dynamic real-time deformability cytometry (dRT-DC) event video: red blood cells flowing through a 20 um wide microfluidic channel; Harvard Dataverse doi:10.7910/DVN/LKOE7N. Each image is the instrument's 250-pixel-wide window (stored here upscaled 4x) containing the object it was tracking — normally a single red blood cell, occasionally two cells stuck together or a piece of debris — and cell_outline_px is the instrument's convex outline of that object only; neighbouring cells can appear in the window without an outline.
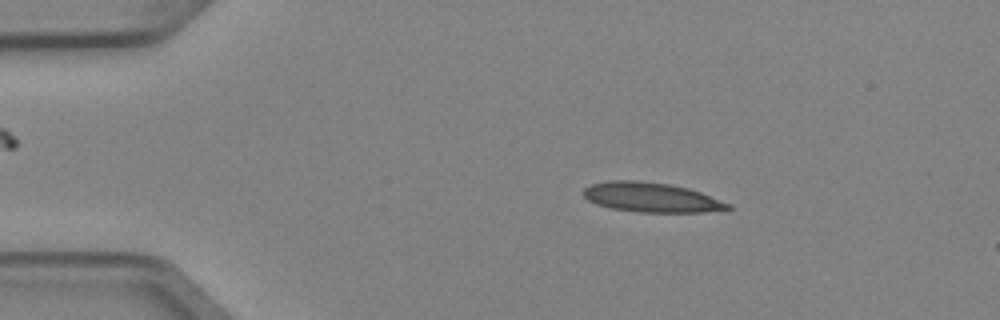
{"species": "Egyptian fruit bat (a non-hibernating species)", "species_latin": "Rousettus aegyptiacus", "temperature_condition": "cold", "stored_images_in_passage": 7, "camera_frame_rate_fps": 3000, "um_per_image_px": 0.085, "animal": {"sex": "female"}, "frame": {"image": 1, "passage_image": 3, "time_ms": 0.667, "image_size_px": [1000, 320], "cell_outline_px": [[732, 208], [704, 212], [640, 212], [612, 208], [596, 204], [588, 200], [584, 196], [584, 188], [592, 184], [608, 180], [640, 180], [668, 184], [688, 188], [700, 192], [732, 204]], "centroid_in_image_um": [55.36, 16.77], "position_along_channel_um": 29.6, "area_um2": 24.85}}
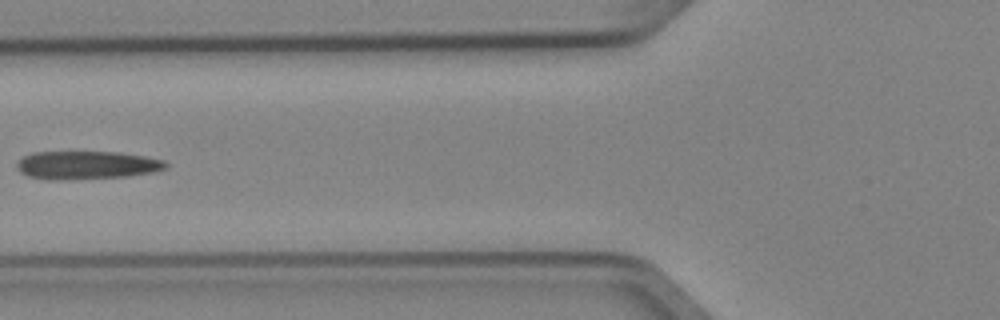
{"frame": {"image": 2, "passage_image": 6, "time_ms": 1.667, "image_size_px": [1000, 320], "cell_outline_px": [[168, 168], [156, 172], [128, 176], [64, 180], [48, 180], [28, 176], [20, 172], [16, 168], [16, 164], [24, 156], [32, 152], [120, 152], [144, 156], [164, 160], [168, 164]], "centroid_in_image_um": [7.39, 14.04], "position_along_channel_um": 118.4, "area_um2": 24.74}}
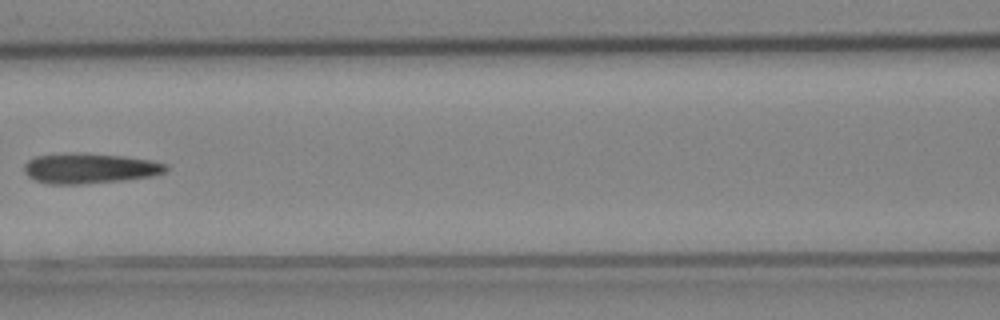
{"frame": {"image": 3, "passage_image": 7, "time_ms": 2.0, "image_size_px": [1000, 320], "cell_outline_px": [[168, 168], [164, 172], [152, 176], [124, 180], [80, 184], [48, 184], [36, 180], [28, 176], [24, 172], [24, 164], [28, 160], [36, 156], [76, 152], [84, 152], [124, 156], [148, 160], [168, 164]], "centroid_in_image_um": [7.6, 14.3], "position_along_channel_um": 159.0, "area_um2": 25.09}}